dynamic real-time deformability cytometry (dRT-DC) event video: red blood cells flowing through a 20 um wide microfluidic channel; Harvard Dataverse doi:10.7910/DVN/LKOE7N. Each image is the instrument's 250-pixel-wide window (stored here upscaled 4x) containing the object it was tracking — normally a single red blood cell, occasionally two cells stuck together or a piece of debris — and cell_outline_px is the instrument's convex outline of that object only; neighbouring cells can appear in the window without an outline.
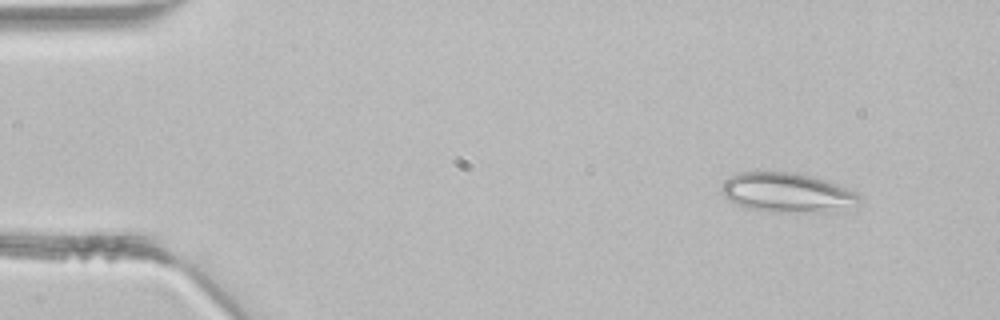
{"species": "common noctule bat (a hibernating species)", "species_latin": "Nyctalus noctula", "temperature_condition": "room temperature", "stored_images_in_passage": 3, "camera_frame_rate_fps": 3000, "um_per_image_px": 0.085, "animal": {"sex": "male", "body_mass_g": 21.5, "forearm_length_mm": 52.0}, "frame": {"image": 1, "passage_image": 1, "time_ms": 0.0, "image_size_px": [1000, 320], "cell_outline_px": [[860, 200], [836, 212], [772, 212], [748, 208], [736, 204], [728, 200], [720, 192], [720, 188], [724, 180], [740, 172], [796, 172], [828, 180], [856, 192], [860, 196]], "centroid_in_image_um": [66.88, 16.37], "position_along_channel_um": 18.1, "area_um2": 31.85}}